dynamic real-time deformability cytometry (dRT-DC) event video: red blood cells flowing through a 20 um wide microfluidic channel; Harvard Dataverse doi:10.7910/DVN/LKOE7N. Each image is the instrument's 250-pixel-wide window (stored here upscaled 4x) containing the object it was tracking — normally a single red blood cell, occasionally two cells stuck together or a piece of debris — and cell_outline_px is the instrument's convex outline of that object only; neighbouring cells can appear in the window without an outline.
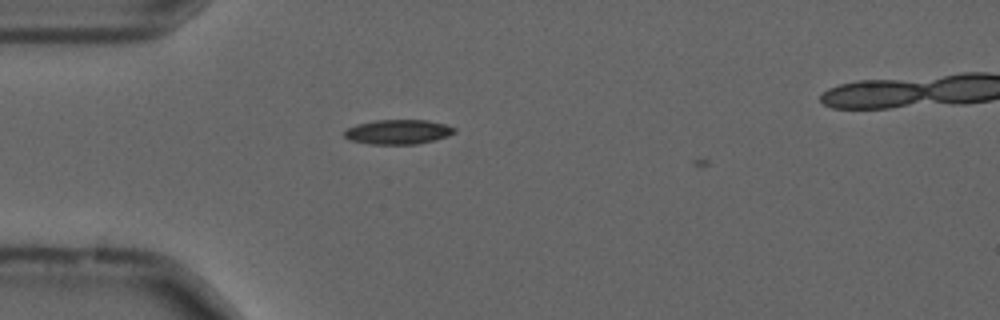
{"species": "common noctule bat (a hibernating species)", "species_latin": "Nyctalus noctula", "temperature_condition": "cold", "stored_images_in_passage": 3, "camera_frame_rate_fps": 3000, "um_per_image_px": 0.085, "animal": {"sex": "male", "forearm_length_mm": 52.5}, "frame": {"image": 1, "passage_image": 2, "time_ms": 0.333, "image_size_px": [1000, 320], "cell_outline_px": [[456, 132], [448, 136], [416, 144], [372, 144], [348, 140], [344, 136], [344, 132], [348, 128], [356, 124], [376, 120], [428, 120], [444, 124], [456, 128]], "centroid_in_image_um": [33.83, 11.21], "position_along_channel_um": 51.2, "area_um2": 15.72}}